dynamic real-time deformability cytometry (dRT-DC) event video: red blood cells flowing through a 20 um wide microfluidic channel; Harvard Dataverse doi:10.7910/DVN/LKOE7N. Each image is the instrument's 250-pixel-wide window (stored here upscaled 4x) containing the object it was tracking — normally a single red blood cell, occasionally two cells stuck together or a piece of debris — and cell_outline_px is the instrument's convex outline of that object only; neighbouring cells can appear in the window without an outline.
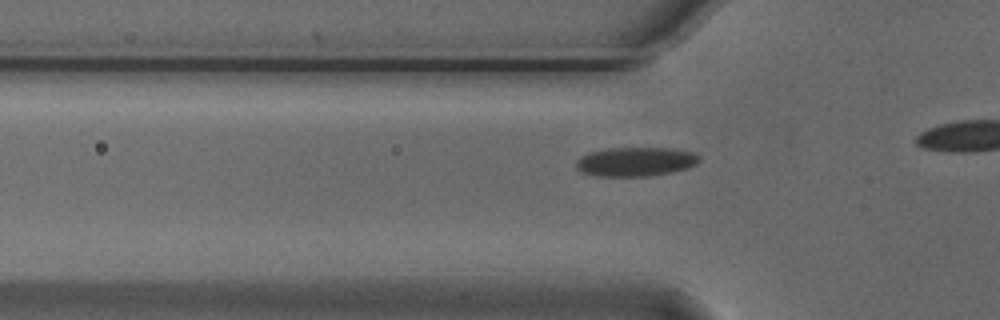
{"species": "Egyptian fruit bat (a non-hibernating species)", "species_latin": "Rousettus aegyptiacus", "temperature_condition": "cold", "stored_images_in_passage": 16, "camera_frame_rate_fps": 3000, "um_per_image_px": 0.085, "animal": {"sex": "male"}, "frame": {"image": 1, "passage_image": 10, "time_ms": 3.0, "image_size_px": [1000, 320], "cell_outline_px": [[700, 160], [696, 164], [688, 168], [672, 172], [648, 176], [596, 176], [580, 172], [576, 168], [576, 160], [580, 156], [588, 152], [608, 148], [676, 148], [692, 152], [700, 156]], "centroid_in_image_um": [54.01, 13.74], "position_along_channel_um": 71.8, "area_um2": 21.15}}
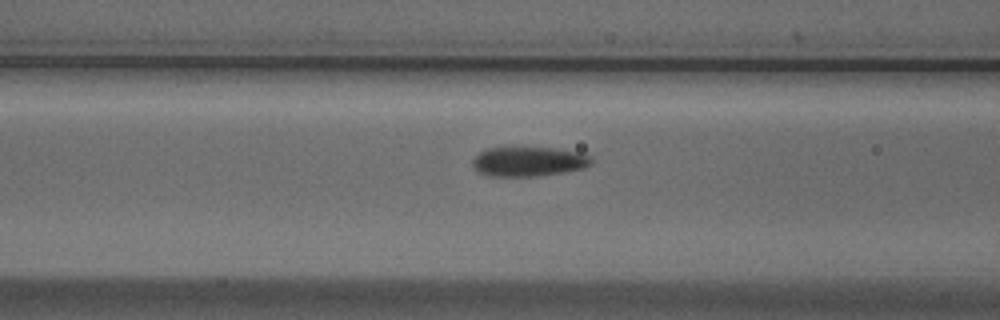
{"frame": {"image": 2, "passage_image": 14, "time_ms": 4.333, "image_size_px": [1000, 320], "cell_outline_px": [[592, 164], [584, 168], [564, 172], [540, 176], [488, 176], [476, 172], [472, 168], [472, 160], [480, 152], [488, 148], [504, 144], [556, 148], [576, 152], [592, 156]], "centroid_in_image_um": [44.86, 13.69], "position_along_channel_um": 121.7, "area_um2": 21.56}}